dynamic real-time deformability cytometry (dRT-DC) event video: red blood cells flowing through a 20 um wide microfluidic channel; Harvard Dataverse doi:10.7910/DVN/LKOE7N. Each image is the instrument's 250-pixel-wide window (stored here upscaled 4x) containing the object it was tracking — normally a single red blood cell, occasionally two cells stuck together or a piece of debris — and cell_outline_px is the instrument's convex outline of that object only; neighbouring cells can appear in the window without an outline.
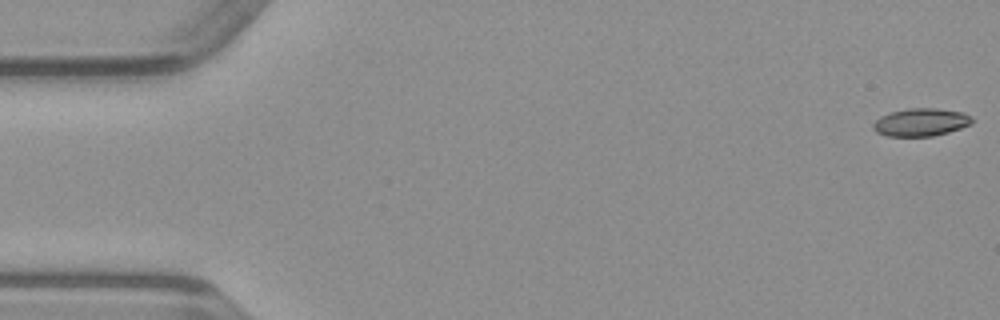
{"species": "common noctule bat (a hibernating species)", "species_latin": "Nyctalus noctula", "temperature_condition": "warm", "stored_images_in_passage": 50, "camera_frame_rate_fps": 3000, "um_per_image_px": 0.085, "animal": {"sex": "male", "body_mass_g": 23.1, "forearm_length_mm": 52.7}, "frame": {"image": 1, "passage_image": 1, "time_ms": 0.0, "image_size_px": [1000, 320], "cell_outline_px": [[972, 124], [948, 132], [932, 136], [888, 136], [876, 132], [872, 128], [872, 124], [880, 116], [892, 112], [908, 108], [936, 108], [964, 112], [972, 116]], "centroid_in_image_um": [78.28, 10.38], "position_along_channel_um": 6.7, "area_um2": 16.07}}
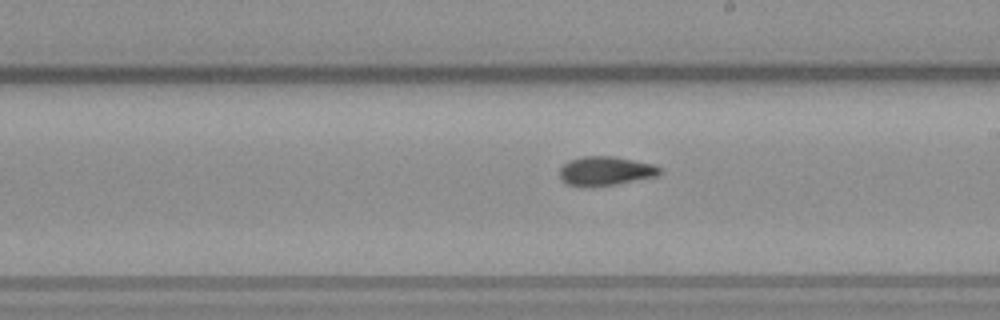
{"frame": {"image": 2, "passage_image": 28, "time_ms": 9.0, "image_size_px": [1000, 320], "cell_outline_px": [[660, 172], [656, 176], [616, 184], [592, 188], [568, 184], [560, 180], [560, 168], [568, 160], [584, 156], [612, 156], [652, 164], [660, 168]], "centroid_in_image_um": [51.41, 14.55], "position_along_channel_um": 237.6, "area_um2": 16.94}}
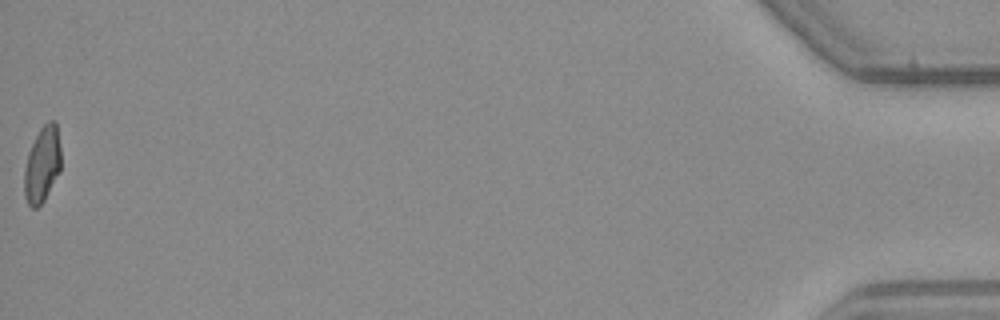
{"frame": {"image": 3, "passage_image": 50, "time_ms": 16.333, "image_size_px": [1000, 320], "cell_outline_px": [[60, 172], [44, 200], [36, 208], [32, 208], [28, 204], [24, 196], [24, 172], [28, 152], [40, 128], [48, 120], [56, 120], [60, 148]], "centroid_in_image_um": [3.59, 13.97], "position_along_channel_um": 431.6, "area_um2": 16.24}}